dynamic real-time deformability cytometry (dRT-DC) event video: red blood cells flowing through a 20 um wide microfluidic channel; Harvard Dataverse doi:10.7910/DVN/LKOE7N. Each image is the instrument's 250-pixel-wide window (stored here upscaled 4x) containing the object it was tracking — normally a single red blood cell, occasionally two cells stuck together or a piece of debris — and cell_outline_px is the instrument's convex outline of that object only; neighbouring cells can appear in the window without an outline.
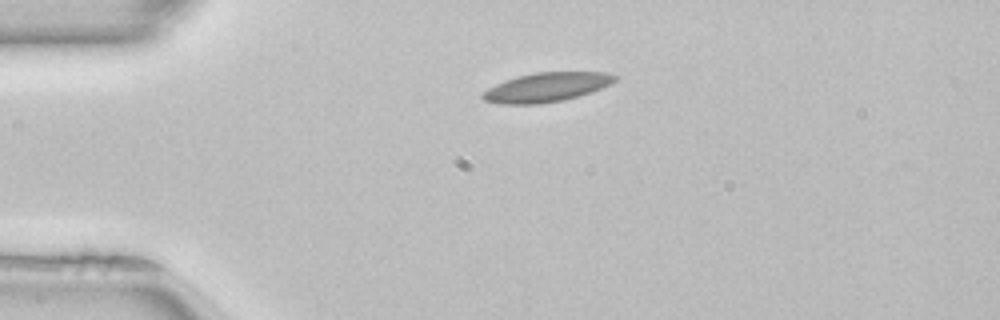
{"species": "common noctule bat (a hibernating species)", "species_latin": "Nyctalus noctula", "temperature_condition": "room temperature", "stored_images_in_passage": 40, "camera_frame_rate_fps": 3000, "um_per_image_px": 0.085, "animal": {"sex": "female", "body_mass_g": 22.7, "forearm_length_mm": 54.2}, "frame": {"image": 1, "passage_image": 1, "time_ms": 0.0, "image_size_px": [1000, 320], "cell_outline_px": [[620, 76], [612, 84], [564, 100], [540, 104], [500, 104], [484, 100], [480, 96], [488, 88], [504, 80], [536, 72], [604, 72]], "centroid_in_image_um": [46.45, 7.41], "position_along_channel_um": 38.5, "area_um2": 22.37}}
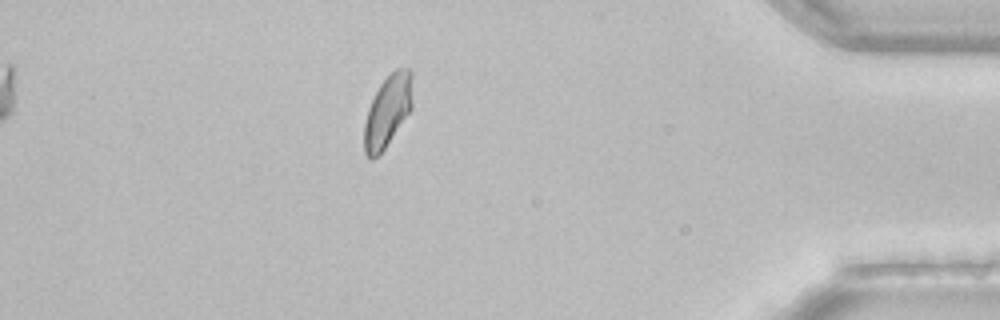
{"frame": {"image": 2, "passage_image": 34, "time_ms": 11.0, "image_size_px": [1000, 320], "cell_outline_px": [[412, 108], [384, 148], [372, 160], [368, 160], [364, 152], [364, 124], [368, 108], [380, 84], [396, 68], [408, 68], [412, 72]], "centroid_in_image_um": [32.94, 9.43], "position_along_channel_um": 402.3, "area_um2": 20.0}, "authors_computed_cell_mechanics": {"area_um2": 20.9525, "velocity_mm_per_s": 4.009, "shape_relaxation_time_tau1_ms": 4.3733, "shape_relaxation_time_tau2_ms": 2.0209, "deformation_change_tau1": 0.0956, "deformation_change_tau2": 0.0497}}